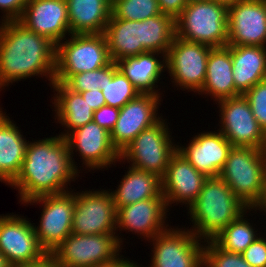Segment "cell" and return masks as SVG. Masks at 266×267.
<instances>
[{
  "instance_id": "1",
  "label": "cell",
  "mask_w": 266,
  "mask_h": 267,
  "mask_svg": "<svg viewBox=\"0 0 266 267\" xmlns=\"http://www.w3.org/2000/svg\"><path fill=\"white\" fill-rule=\"evenodd\" d=\"M79 176L66 138L56 134L41 140H28L21 170L9 186L18 190L23 204L36 197L72 190L68 184L70 186Z\"/></svg>"
},
{
  "instance_id": "2",
  "label": "cell",
  "mask_w": 266,
  "mask_h": 267,
  "mask_svg": "<svg viewBox=\"0 0 266 267\" xmlns=\"http://www.w3.org/2000/svg\"><path fill=\"white\" fill-rule=\"evenodd\" d=\"M0 23V89L32 76H45L51 87L55 76L56 45L18 20Z\"/></svg>"
},
{
  "instance_id": "3",
  "label": "cell",
  "mask_w": 266,
  "mask_h": 267,
  "mask_svg": "<svg viewBox=\"0 0 266 267\" xmlns=\"http://www.w3.org/2000/svg\"><path fill=\"white\" fill-rule=\"evenodd\" d=\"M188 208L192 222L189 230L204 241L212 240L248 209L220 177L207 178Z\"/></svg>"
},
{
  "instance_id": "4",
  "label": "cell",
  "mask_w": 266,
  "mask_h": 267,
  "mask_svg": "<svg viewBox=\"0 0 266 267\" xmlns=\"http://www.w3.org/2000/svg\"><path fill=\"white\" fill-rule=\"evenodd\" d=\"M219 177L242 203L253 209L266 194V150L232 147Z\"/></svg>"
},
{
  "instance_id": "5",
  "label": "cell",
  "mask_w": 266,
  "mask_h": 267,
  "mask_svg": "<svg viewBox=\"0 0 266 267\" xmlns=\"http://www.w3.org/2000/svg\"><path fill=\"white\" fill-rule=\"evenodd\" d=\"M176 37L210 47L227 46L228 7L213 0L187 3L175 19Z\"/></svg>"
},
{
  "instance_id": "6",
  "label": "cell",
  "mask_w": 266,
  "mask_h": 267,
  "mask_svg": "<svg viewBox=\"0 0 266 267\" xmlns=\"http://www.w3.org/2000/svg\"><path fill=\"white\" fill-rule=\"evenodd\" d=\"M69 37L56 45L54 82L65 83L72 75L94 71L112 62L104 33Z\"/></svg>"
},
{
  "instance_id": "7",
  "label": "cell",
  "mask_w": 266,
  "mask_h": 267,
  "mask_svg": "<svg viewBox=\"0 0 266 267\" xmlns=\"http://www.w3.org/2000/svg\"><path fill=\"white\" fill-rule=\"evenodd\" d=\"M118 234L71 233L53 252L56 267H95L118 260L123 249Z\"/></svg>"
},
{
  "instance_id": "8",
  "label": "cell",
  "mask_w": 266,
  "mask_h": 267,
  "mask_svg": "<svg viewBox=\"0 0 266 267\" xmlns=\"http://www.w3.org/2000/svg\"><path fill=\"white\" fill-rule=\"evenodd\" d=\"M166 120L162 117L156 124L141 131L119 154V162L127 161L133 168L162 178L172 155L177 151Z\"/></svg>"
},
{
  "instance_id": "9",
  "label": "cell",
  "mask_w": 266,
  "mask_h": 267,
  "mask_svg": "<svg viewBox=\"0 0 266 267\" xmlns=\"http://www.w3.org/2000/svg\"><path fill=\"white\" fill-rule=\"evenodd\" d=\"M38 203L42 205V213L40 224L35 225L34 229L40 247L50 254L72 233L75 192L68 190L59 194L44 195L23 205Z\"/></svg>"
},
{
  "instance_id": "10",
  "label": "cell",
  "mask_w": 266,
  "mask_h": 267,
  "mask_svg": "<svg viewBox=\"0 0 266 267\" xmlns=\"http://www.w3.org/2000/svg\"><path fill=\"white\" fill-rule=\"evenodd\" d=\"M213 47L174 37L166 54V71L180 89L199 93L206 78L208 55ZM173 80V81H172Z\"/></svg>"
},
{
  "instance_id": "11",
  "label": "cell",
  "mask_w": 266,
  "mask_h": 267,
  "mask_svg": "<svg viewBox=\"0 0 266 267\" xmlns=\"http://www.w3.org/2000/svg\"><path fill=\"white\" fill-rule=\"evenodd\" d=\"M149 241L153 243L149 267H203V244L206 242L188 227L170 226Z\"/></svg>"
},
{
  "instance_id": "12",
  "label": "cell",
  "mask_w": 266,
  "mask_h": 267,
  "mask_svg": "<svg viewBox=\"0 0 266 267\" xmlns=\"http://www.w3.org/2000/svg\"><path fill=\"white\" fill-rule=\"evenodd\" d=\"M216 104L220 108L221 117L218 130L233 147H256L266 150V133L255 119L244 95L226 98Z\"/></svg>"
},
{
  "instance_id": "13",
  "label": "cell",
  "mask_w": 266,
  "mask_h": 267,
  "mask_svg": "<svg viewBox=\"0 0 266 267\" xmlns=\"http://www.w3.org/2000/svg\"><path fill=\"white\" fill-rule=\"evenodd\" d=\"M92 190L75 192L72 233L82 235L117 234V210L110 189Z\"/></svg>"
},
{
  "instance_id": "14",
  "label": "cell",
  "mask_w": 266,
  "mask_h": 267,
  "mask_svg": "<svg viewBox=\"0 0 266 267\" xmlns=\"http://www.w3.org/2000/svg\"><path fill=\"white\" fill-rule=\"evenodd\" d=\"M69 147V153L75 169L78 170V164L75 162L74 150L79 153L82 167L85 165V170H102L104 168L115 166L119 162V153L113 147L110 140V133L101 126L91 121L84 126H81L70 132L66 137ZM90 168V169H89Z\"/></svg>"
},
{
  "instance_id": "15",
  "label": "cell",
  "mask_w": 266,
  "mask_h": 267,
  "mask_svg": "<svg viewBox=\"0 0 266 267\" xmlns=\"http://www.w3.org/2000/svg\"><path fill=\"white\" fill-rule=\"evenodd\" d=\"M34 224L14 213L0 215V252L10 267L33 263L47 254L37 241Z\"/></svg>"
},
{
  "instance_id": "16",
  "label": "cell",
  "mask_w": 266,
  "mask_h": 267,
  "mask_svg": "<svg viewBox=\"0 0 266 267\" xmlns=\"http://www.w3.org/2000/svg\"><path fill=\"white\" fill-rule=\"evenodd\" d=\"M161 102L160 95L140 93L120 108L117 122L110 132L111 143L119 154L141 131L153 126L163 117L158 114Z\"/></svg>"
},
{
  "instance_id": "17",
  "label": "cell",
  "mask_w": 266,
  "mask_h": 267,
  "mask_svg": "<svg viewBox=\"0 0 266 267\" xmlns=\"http://www.w3.org/2000/svg\"><path fill=\"white\" fill-rule=\"evenodd\" d=\"M227 45L266 47V0H240L228 8Z\"/></svg>"
},
{
  "instance_id": "18",
  "label": "cell",
  "mask_w": 266,
  "mask_h": 267,
  "mask_svg": "<svg viewBox=\"0 0 266 267\" xmlns=\"http://www.w3.org/2000/svg\"><path fill=\"white\" fill-rule=\"evenodd\" d=\"M168 210L165 198L145 199L122 206L116 212V233L127 230L149 242L170 227L166 224Z\"/></svg>"
},
{
  "instance_id": "19",
  "label": "cell",
  "mask_w": 266,
  "mask_h": 267,
  "mask_svg": "<svg viewBox=\"0 0 266 267\" xmlns=\"http://www.w3.org/2000/svg\"><path fill=\"white\" fill-rule=\"evenodd\" d=\"M18 21L55 45L71 35L66 0H27Z\"/></svg>"
},
{
  "instance_id": "20",
  "label": "cell",
  "mask_w": 266,
  "mask_h": 267,
  "mask_svg": "<svg viewBox=\"0 0 266 267\" xmlns=\"http://www.w3.org/2000/svg\"><path fill=\"white\" fill-rule=\"evenodd\" d=\"M216 131L197 133L186 147L177 144V151L208 178L219 177L233 147L219 130Z\"/></svg>"
},
{
  "instance_id": "21",
  "label": "cell",
  "mask_w": 266,
  "mask_h": 267,
  "mask_svg": "<svg viewBox=\"0 0 266 267\" xmlns=\"http://www.w3.org/2000/svg\"><path fill=\"white\" fill-rule=\"evenodd\" d=\"M208 177L196 170L189 161L176 151L161 178L162 195L167 208L182 203L188 207L196 200Z\"/></svg>"
},
{
  "instance_id": "22",
  "label": "cell",
  "mask_w": 266,
  "mask_h": 267,
  "mask_svg": "<svg viewBox=\"0 0 266 267\" xmlns=\"http://www.w3.org/2000/svg\"><path fill=\"white\" fill-rule=\"evenodd\" d=\"M231 45L214 47L208 55L206 78L199 95L212 97L215 102L241 95L233 81Z\"/></svg>"
},
{
  "instance_id": "23",
  "label": "cell",
  "mask_w": 266,
  "mask_h": 267,
  "mask_svg": "<svg viewBox=\"0 0 266 267\" xmlns=\"http://www.w3.org/2000/svg\"><path fill=\"white\" fill-rule=\"evenodd\" d=\"M116 64L140 93L163 94L157 84L161 83L159 81L166 71V54L146 52L121 59Z\"/></svg>"
},
{
  "instance_id": "24",
  "label": "cell",
  "mask_w": 266,
  "mask_h": 267,
  "mask_svg": "<svg viewBox=\"0 0 266 267\" xmlns=\"http://www.w3.org/2000/svg\"><path fill=\"white\" fill-rule=\"evenodd\" d=\"M21 133L0 107V181L6 185L19 174L25 158L28 141Z\"/></svg>"
},
{
  "instance_id": "25",
  "label": "cell",
  "mask_w": 266,
  "mask_h": 267,
  "mask_svg": "<svg viewBox=\"0 0 266 267\" xmlns=\"http://www.w3.org/2000/svg\"><path fill=\"white\" fill-rule=\"evenodd\" d=\"M104 35L110 58L115 63L127 57L146 53L143 21L117 19L111 15Z\"/></svg>"
},
{
  "instance_id": "26",
  "label": "cell",
  "mask_w": 266,
  "mask_h": 267,
  "mask_svg": "<svg viewBox=\"0 0 266 267\" xmlns=\"http://www.w3.org/2000/svg\"><path fill=\"white\" fill-rule=\"evenodd\" d=\"M51 85L54 93L57 92L51 99L54 101V116L65 131L59 134L61 137L65 138L70 132L93 121L94 110L81 93L72 91L64 83L53 82Z\"/></svg>"
},
{
  "instance_id": "27",
  "label": "cell",
  "mask_w": 266,
  "mask_h": 267,
  "mask_svg": "<svg viewBox=\"0 0 266 267\" xmlns=\"http://www.w3.org/2000/svg\"><path fill=\"white\" fill-rule=\"evenodd\" d=\"M235 89L244 95L266 80V47L231 45Z\"/></svg>"
},
{
  "instance_id": "28",
  "label": "cell",
  "mask_w": 266,
  "mask_h": 267,
  "mask_svg": "<svg viewBox=\"0 0 266 267\" xmlns=\"http://www.w3.org/2000/svg\"><path fill=\"white\" fill-rule=\"evenodd\" d=\"M71 34L104 33L112 0H66Z\"/></svg>"
},
{
  "instance_id": "29",
  "label": "cell",
  "mask_w": 266,
  "mask_h": 267,
  "mask_svg": "<svg viewBox=\"0 0 266 267\" xmlns=\"http://www.w3.org/2000/svg\"><path fill=\"white\" fill-rule=\"evenodd\" d=\"M117 186L115 191L110 190L116 210L141 200L164 198L161 190V178L131 166L128 167Z\"/></svg>"
},
{
  "instance_id": "30",
  "label": "cell",
  "mask_w": 266,
  "mask_h": 267,
  "mask_svg": "<svg viewBox=\"0 0 266 267\" xmlns=\"http://www.w3.org/2000/svg\"><path fill=\"white\" fill-rule=\"evenodd\" d=\"M248 211L250 213L253 210L248 208L212 239L221 249L242 254L262 234V232L256 233L258 229L253 227V223L248 222L250 221L247 218L249 216H245L249 215Z\"/></svg>"
},
{
  "instance_id": "31",
  "label": "cell",
  "mask_w": 266,
  "mask_h": 267,
  "mask_svg": "<svg viewBox=\"0 0 266 267\" xmlns=\"http://www.w3.org/2000/svg\"><path fill=\"white\" fill-rule=\"evenodd\" d=\"M144 50L167 54L176 36L175 19L167 14H159L143 20Z\"/></svg>"
},
{
  "instance_id": "32",
  "label": "cell",
  "mask_w": 266,
  "mask_h": 267,
  "mask_svg": "<svg viewBox=\"0 0 266 267\" xmlns=\"http://www.w3.org/2000/svg\"><path fill=\"white\" fill-rule=\"evenodd\" d=\"M100 89L106 105L119 109L140 94L139 90L118 68L114 71L113 77L107 78L106 84Z\"/></svg>"
},
{
  "instance_id": "33",
  "label": "cell",
  "mask_w": 266,
  "mask_h": 267,
  "mask_svg": "<svg viewBox=\"0 0 266 267\" xmlns=\"http://www.w3.org/2000/svg\"><path fill=\"white\" fill-rule=\"evenodd\" d=\"M159 14L158 0H112L111 15L117 19L143 21Z\"/></svg>"
},
{
  "instance_id": "34",
  "label": "cell",
  "mask_w": 266,
  "mask_h": 267,
  "mask_svg": "<svg viewBox=\"0 0 266 267\" xmlns=\"http://www.w3.org/2000/svg\"><path fill=\"white\" fill-rule=\"evenodd\" d=\"M117 68V64L112 61L109 65L100 69L72 75L64 84L77 93L97 90L104 87L107 78H112Z\"/></svg>"
},
{
  "instance_id": "35",
  "label": "cell",
  "mask_w": 266,
  "mask_h": 267,
  "mask_svg": "<svg viewBox=\"0 0 266 267\" xmlns=\"http://www.w3.org/2000/svg\"><path fill=\"white\" fill-rule=\"evenodd\" d=\"M203 267H251L242 254L221 249L213 240L205 241Z\"/></svg>"
},
{
  "instance_id": "36",
  "label": "cell",
  "mask_w": 266,
  "mask_h": 267,
  "mask_svg": "<svg viewBox=\"0 0 266 267\" xmlns=\"http://www.w3.org/2000/svg\"><path fill=\"white\" fill-rule=\"evenodd\" d=\"M244 96L250 104L255 119L266 133V80L257 83Z\"/></svg>"
},
{
  "instance_id": "37",
  "label": "cell",
  "mask_w": 266,
  "mask_h": 267,
  "mask_svg": "<svg viewBox=\"0 0 266 267\" xmlns=\"http://www.w3.org/2000/svg\"><path fill=\"white\" fill-rule=\"evenodd\" d=\"M251 267H266V236L260 235L242 253Z\"/></svg>"
},
{
  "instance_id": "38",
  "label": "cell",
  "mask_w": 266,
  "mask_h": 267,
  "mask_svg": "<svg viewBox=\"0 0 266 267\" xmlns=\"http://www.w3.org/2000/svg\"><path fill=\"white\" fill-rule=\"evenodd\" d=\"M119 113V108L105 105L94 111L93 121L110 133L117 122Z\"/></svg>"
},
{
  "instance_id": "39",
  "label": "cell",
  "mask_w": 266,
  "mask_h": 267,
  "mask_svg": "<svg viewBox=\"0 0 266 267\" xmlns=\"http://www.w3.org/2000/svg\"><path fill=\"white\" fill-rule=\"evenodd\" d=\"M27 0H0V12H2L0 22L17 21L20 19Z\"/></svg>"
},
{
  "instance_id": "40",
  "label": "cell",
  "mask_w": 266,
  "mask_h": 267,
  "mask_svg": "<svg viewBox=\"0 0 266 267\" xmlns=\"http://www.w3.org/2000/svg\"><path fill=\"white\" fill-rule=\"evenodd\" d=\"M162 14H167L176 19L187 5V0H158Z\"/></svg>"
},
{
  "instance_id": "41",
  "label": "cell",
  "mask_w": 266,
  "mask_h": 267,
  "mask_svg": "<svg viewBox=\"0 0 266 267\" xmlns=\"http://www.w3.org/2000/svg\"><path fill=\"white\" fill-rule=\"evenodd\" d=\"M81 95L94 111L106 105L105 98L101 89L81 92Z\"/></svg>"
},
{
  "instance_id": "42",
  "label": "cell",
  "mask_w": 266,
  "mask_h": 267,
  "mask_svg": "<svg viewBox=\"0 0 266 267\" xmlns=\"http://www.w3.org/2000/svg\"><path fill=\"white\" fill-rule=\"evenodd\" d=\"M15 267H56L54 258L51 254H46L40 260L29 264H23Z\"/></svg>"
},
{
  "instance_id": "43",
  "label": "cell",
  "mask_w": 266,
  "mask_h": 267,
  "mask_svg": "<svg viewBox=\"0 0 266 267\" xmlns=\"http://www.w3.org/2000/svg\"><path fill=\"white\" fill-rule=\"evenodd\" d=\"M122 255L118 260L115 262H112L110 264L101 265V266H95V267H140L138 262H134L133 260H130V258H126Z\"/></svg>"
},
{
  "instance_id": "44",
  "label": "cell",
  "mask_w": 266,
  "mask_h": 267,
  "mask_svg": "<svg viewBox=\"0 0 266 267\" xmlns=\"http://www.w3.org/2000/svg\"><path fill=\"white\" fill-rule=\"evenodd\" d=\"M254 211L259 210L260 212H265L263 215H266V194L262 197L260 202L253 208ZM266 218V217H265Z\"/></svg>"
},
{
  "instance_id": "45",
  "label": "cell",
  "mask_w": 266,
  "mask_h": 267,
  "mask_svg": "<svg viewBox=\"0 0 266 267\" xmlns=\"http://www.w3.org/2000/svg\"><path fill=\"white\" fill-rule=\"evenodd\" d=\"M213 1H215L219 4H222V5L229 8L230 6L234 5L235 3H237L240 0H213Z\"/></svg>"
},
{
  "instance_id": "46",
  "label": "cell",
  "mask_w": 266,
  "mask_h": 267,
  "mask_svg": "<svg viewBox=\"0 0 266 267\" xmlns=\"http://www.w3.org/2000/svg\"><path fill=\"white\" fill-rule=\"evenodd\" d=\"M0 267H10L7 264V262H6L5 258L3 257V255L1 254V252H0Z\"/></svg>"
},
{
  "instance_id": "47",
  "label": "cell",
  "mask_w": 266,
  "mask_h": 267,
  "mask_svg": "<svg viewBox=\"0 0 266 267\" xmlns=\"http://www.w3.org/2000/svg\"><path fill=\"white\" fill-rule=\"evenodd\" d=\"M202 1H210V0H187V3L202 2Z\"/></svg>"
}]
</instances>
